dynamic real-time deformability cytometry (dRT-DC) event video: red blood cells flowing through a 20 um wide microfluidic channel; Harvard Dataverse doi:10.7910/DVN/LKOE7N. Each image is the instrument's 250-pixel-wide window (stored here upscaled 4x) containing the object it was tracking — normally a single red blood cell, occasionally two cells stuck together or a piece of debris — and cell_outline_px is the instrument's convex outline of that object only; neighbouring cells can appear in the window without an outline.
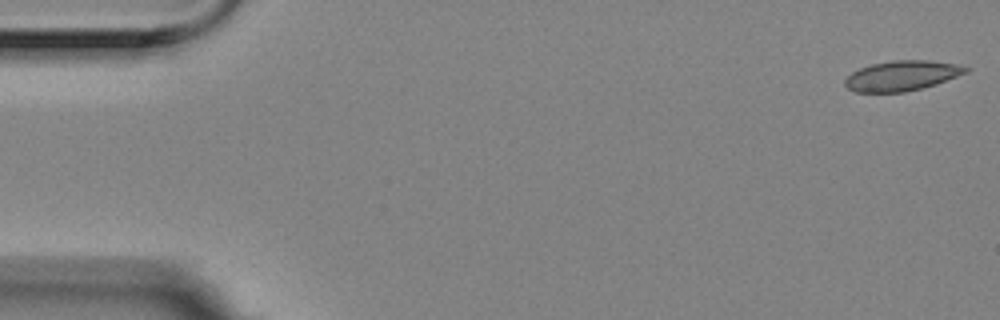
{"species": "Egyptian fruit bat (a non-hibernating species)", "species_latin": "Rousettus aegyptiacus", "temperature_condition": "room temperature", "stored_images_in_passage": 6, "camera_frame_rate_fps": 3000, "um_per_image_px": 0.085, "animal": {"sex": "female"}, "frame": {"image": 1, "passage_image": 1, "time_ms": 0.0, "image_size_px": [1000, 320], "cell_outline_px": [[972, 68], [968, 72], [936, 84], [904, 92], [856, 92], [848, 88], [844, 84], [844, 80], [852, 72], [860, 68], [872, 64], [892, 60], [928, 60], [956, 64]], "centroid_in_image_um": [76.67, 6.43], "position_along_channel_um": 8.3, "area_um2": 21.1}}
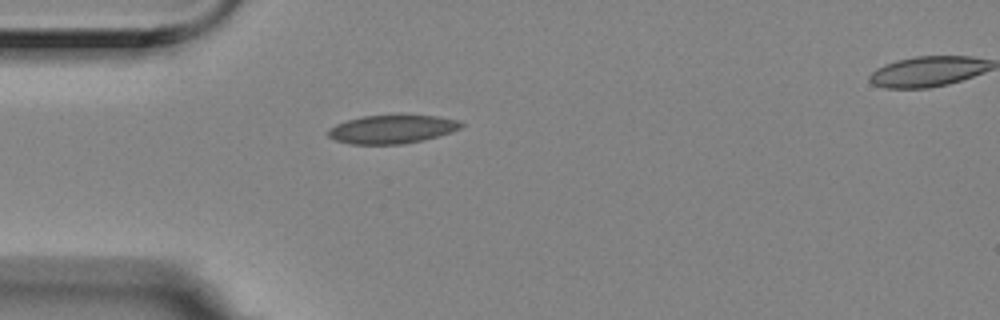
{"frame": {"image": 2, "passage_image": 5, "time_ms": 1.333, "image_size_px": [1000, 320], "cell_outline_px": [[464, 124], [460, 128], [424, 140], [400, 144], [352, 144], [336, 140], [328, 136], [328, 128], [336, 124], [360, 116], [396, 112], [400, 112], [436, 116], [460, 120]], "centroid_in_image_um": [33.32, 10.92], "position_along_channel_um": 51.7, "area_um2": 22.83}}